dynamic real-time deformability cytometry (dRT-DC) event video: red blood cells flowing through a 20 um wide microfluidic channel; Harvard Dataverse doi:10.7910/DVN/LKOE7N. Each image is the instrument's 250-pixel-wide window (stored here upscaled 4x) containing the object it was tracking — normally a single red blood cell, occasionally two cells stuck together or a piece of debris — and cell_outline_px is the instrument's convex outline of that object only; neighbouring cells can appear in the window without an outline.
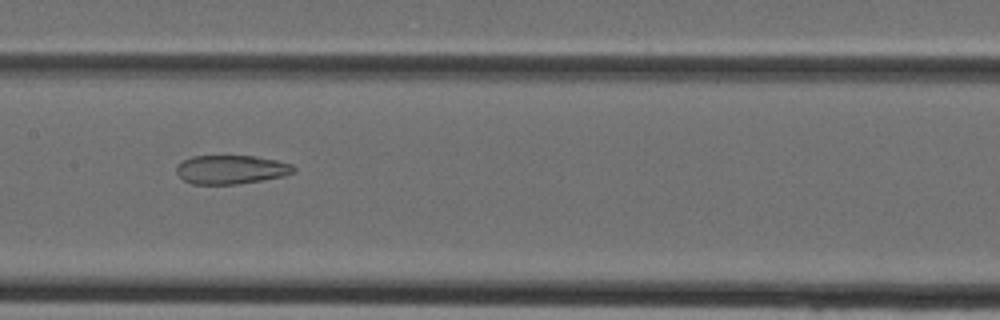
{"species": "Egyptian fruit bat (a non-hibernating species)", "species_latin": "Rousettus aegyptiacus", "temperature_condition": "cold", "stored_images_in_passage": 27, "camera_frame_rate_fps": 3000, "um_per_image_px": 0.085, "animal": {"sex": "female"}, "frame": {"image": 1, "passage_image": 8, "time_ms": 2.333, "image_size_px": [1000, 320], "cell_outline_px": [[296, 172], [284, 176], [236, 184], [192, 184], [184, 180], [176, 172], [176, 164], [192, 156], [256, 156], [276, 160], [292, 164], [296, 168]], "centroid_in_image_um": [19.65, 14.41], "position_along_channel_um": 187.7, "area_um2": 19.71}}
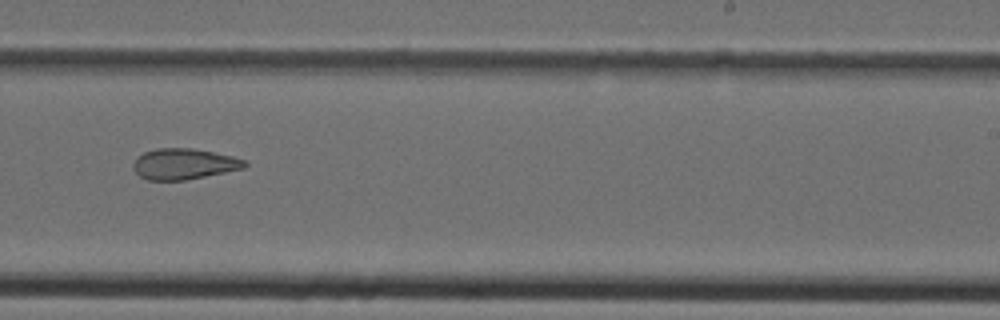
{"frame": {"image": 2, "passage_image": 13, "time_ms": 4.0, "image_size_px": [1000, 320], "cell_outline_px": [[248, 164], [244, 168], [184, 180], [148, 180], [140, 176], [132, 168], [132, 164], [136, 156], [144, 152], [156, 148], [192, 148], [232, 156], [248, 160]], "centroid_in_image_um": [15.61, 13.93], "position_along_channel_um": 273.4, "area_um2": 20.06}}
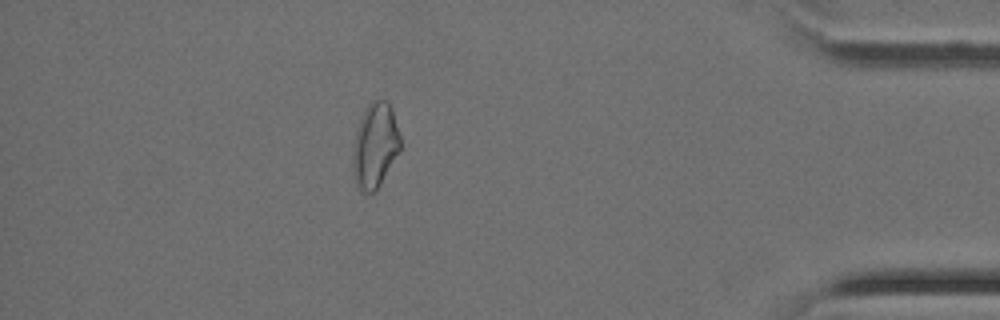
{"frame": {"image": 3, "passage_image": 23, "time_ms": 7.333, "image_size_px": [1000, 320], "cell_outline_px": [[400, 152], [380, 184], [372, 192], [360, 192], [356, 188], [352, 164], [352, 156], [356, 132], [360, 120], [368, 104], [372, 100], [388, 100], [392, 108], [400, 136]], "centroid_in_image_um": [31.88, 12.38], "position_along_channel_um": 403.3, "area_um2": 23.52}}